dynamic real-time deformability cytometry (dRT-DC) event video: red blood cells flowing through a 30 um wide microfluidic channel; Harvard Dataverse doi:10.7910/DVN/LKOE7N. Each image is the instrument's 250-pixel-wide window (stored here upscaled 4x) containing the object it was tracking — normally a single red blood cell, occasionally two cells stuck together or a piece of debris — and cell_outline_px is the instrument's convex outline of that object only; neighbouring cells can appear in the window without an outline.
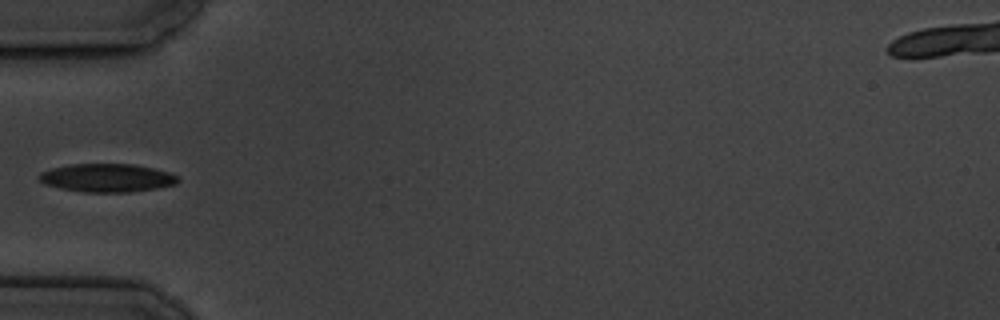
{"species": "common noctule bat (a hibernating species)", "species_latin": "Nyctalus noctula", "temperature_condition": "cold", "stored_images_in_passage": 10, "camera_frame_rate_fps": 3000, "um_per_image_px": 0.085, "animal": {"sex": "male", "body_mass_g": 19.5, "forearm_length_mm": 54.6}, "frame": {"image": 1, "passage_image": 5, "time_ms": 4.667, "image_size_px": [1000, 320], "cell_outline_px": [[180, 180], [176, 184], [156, 188], [128, 192], [84, 192], [60, 188], [44, 184], [36, 176], [40, 172], [52, 168], [68, 164], [136, 164], [168, 172], [176, 176]], "centroid_in_image_um": [9.06, 15.11], "position_along_channel_um": 75.9, "area_um2": 22.89}}
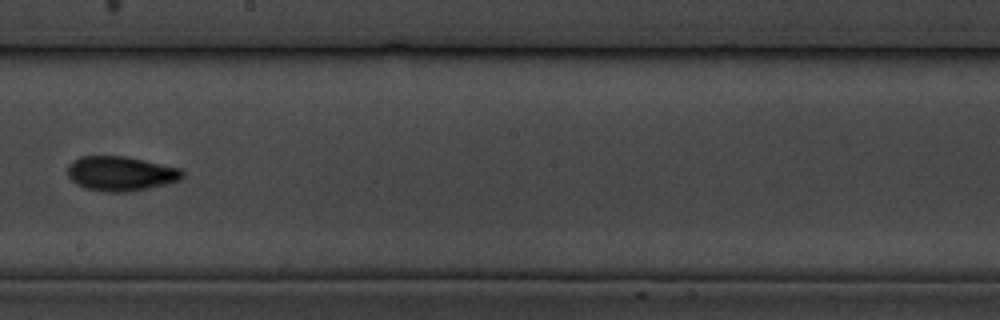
{"frame": {"image": 2, "passage_image": 9, "time_ms": 9.333, "image_size_px": [1000, 320], "cell_outline_px": [[184, 176], [180, 180], [148, 188], [128, 192], [104, 192], [84, 188], [76, 184], [68, 176], [68, 164], [72, 160], [80, 156], [124, 156], [180, 168], [184, 172]], "centroid_in_image_um": [10.23, 14.75], "position_along_channel_um": 238.0, "area_um2": 23.18}}
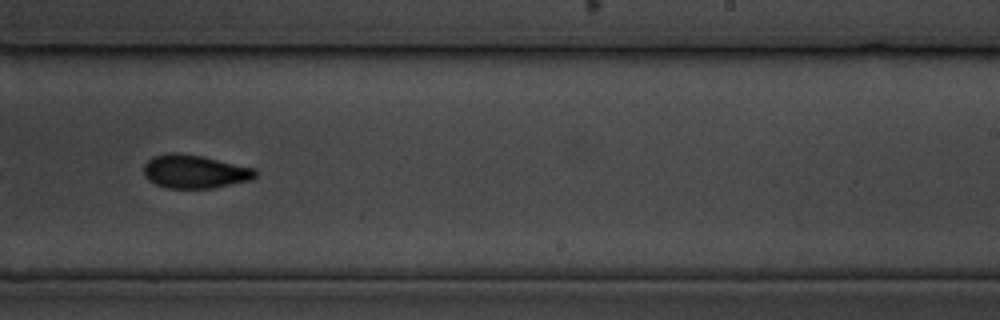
{"frame": {"image": 3, "passage_image": 10, "time_ms": 10.333, "image_size_px": [1000, 320], "cell_outline_px": [[256, 176], [248, 180], [212, 188], [168, 188], [156, 184], [148, 180], [144, 176], [144, 164], [152, 156], [168, 152], [176, 152], [200, 156], [256, 168]], "centroid_in_image_um": [16.5, 14.57], "position_along_channel_um": 272.5, "area_um2": 21.62}}